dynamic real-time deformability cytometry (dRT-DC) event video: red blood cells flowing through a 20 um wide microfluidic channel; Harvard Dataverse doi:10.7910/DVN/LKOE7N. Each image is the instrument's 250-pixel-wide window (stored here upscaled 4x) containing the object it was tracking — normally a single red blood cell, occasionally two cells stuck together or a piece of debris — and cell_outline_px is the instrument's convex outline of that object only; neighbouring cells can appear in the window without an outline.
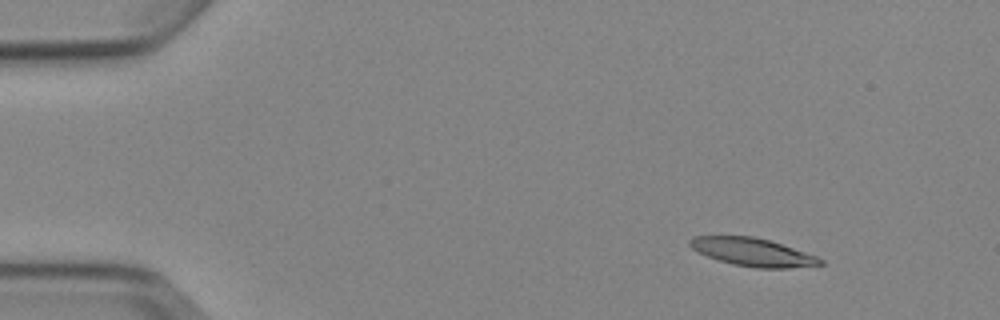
{"species": "Egyptian fruit bat (a non-hibernating species)", "species_latin": "Rousettus aegyptiacus", "temperature_condition": "cold", "stored_images_in_passage": 4, "camera_frame_rate_fps": 3000, "um_per_image_px": 0.085, "animal": {"sex": "female"}, "frame": {"image": 1, "passage_image": 1, "time_ms": 0.0, "image_size_px": [1000, 320], "cell_outline_px": [[824, 264], [788, 268], [756, 268], [732, 264], [708, 256], [692, 248], [688, 244], [688, 240], [692, 236], [752, 236], [768, 240], [816, 256], [824, 260]], "centroid_in_image_um": [63.95, 21.43], "position_along_channel_um": 21.0, "area_um2": 20.98}}